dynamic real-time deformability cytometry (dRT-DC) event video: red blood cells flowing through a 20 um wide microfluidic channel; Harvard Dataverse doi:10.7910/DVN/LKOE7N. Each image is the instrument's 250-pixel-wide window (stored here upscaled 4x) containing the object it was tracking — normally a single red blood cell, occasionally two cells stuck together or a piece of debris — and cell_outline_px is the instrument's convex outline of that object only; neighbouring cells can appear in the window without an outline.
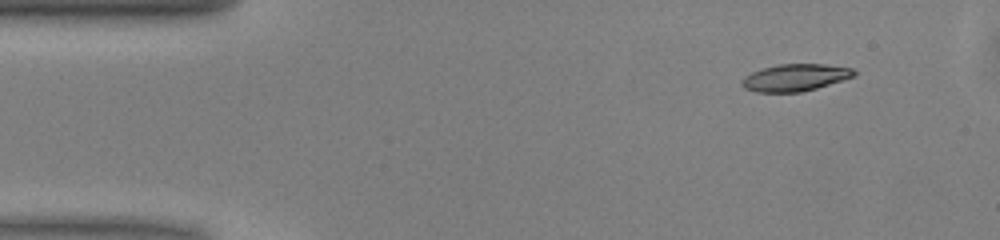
{"species": "common noctule bat (a hibernating species)", "species_latin": "Nyctalus noctula", "temperature_condition": "warm", "stored_images_in_passage": 47, "camera_frame_rate_fps": 3000, "um_per_image_px": 0.085, "animal": {"sex": "male", "body_mass_g": 13.0, "forearm_length_mm": 53.1}, "frame": {"image": 1, "passage_image": 2, "time_ms": 0.333, "image_size_px": [1000, 240], "cell_outline_px": [[856, 76], [816, 88], [800, 92], [756, 92], [744, 88], [740, 84], [740, 80], [744, 76], [752, 72], [764, 68], [780, 64], [824, 64], [852, 68], [856, 72]], "centroid_in_image_um": [67.57, 6.59], "position_along_channel_um": 17.4, "area_um2": 17.69}}
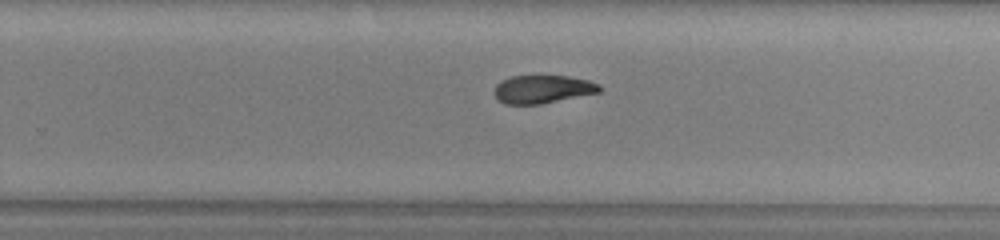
{"frame": {"image": 2, "passage_image": 28, "time_ms": 9.0, "image_size_px": [1000, 240], "cell_outline_px": [[604, 88], [600, 92], [540, 104], [504, 104], [496, 100], [492, 92], [496, 84], [500, 80], [512, 76], [568, 76], [588, 80], [600, 84]], "centroid_in_image_um": [46.09, 7.58], "position_along_channel_um": 283.7, "area_um2": 17.51}}
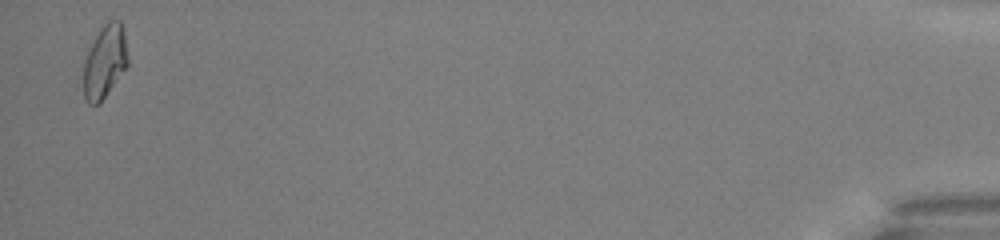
{"frame": {"image": 3, "passage_image": 46, "time_ms": 15.0, "image_size_px": [1000, 240], "cell_outline_px": [[128, 64], [100, 104], [88, 104], [84, 100], [84, 56], [100, 28], [108, 20], [120, 20], [124, 32], [128, 56]], "centroid_in_image_um": [8.89, 5.24], "position_along_channel_um": 426.3, "area_um2": 18.96}, "authors_computed_cell_mechanics": {"area_um2": 18.496, "velocity_mm_per_s": 4.0549, "shape_relaxation_time_tau1_ms": 4.1921, "shape_relaxation_time_tau2_ms": 9.1162, "deformation_change_tau1": 0.1548, "deformation_change_tau2": 0.1541}}